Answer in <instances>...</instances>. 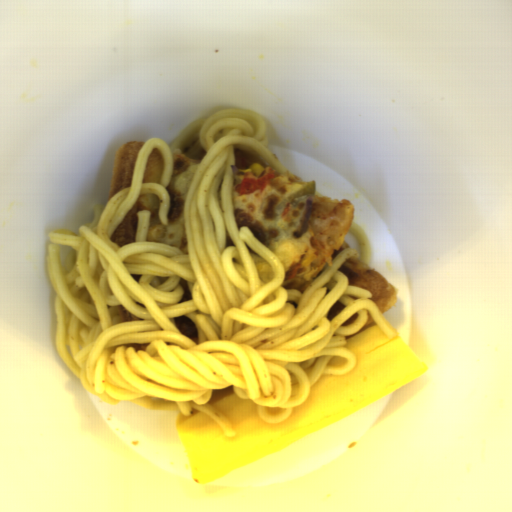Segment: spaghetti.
<instances>
[{"mask_svg": "<svg viewBox=\"0 0 512 512\" xmlns=\"http://www.w3.org/2000/svg\"><path fill=\"white\" fill-rule=\"evenodd\" d=\"M247 151L280 173L269 148L265 120L255 112L227 108L192 120L169 143L149 138L141 146L130 186L107 204L93 207L78 233L48 234L47 273L56 293V349L85 390L107 404L131 402L150 411L193 408L214 419L228 438V418L208 403L214 390L233 392L256 405L259 419L281 422L305 402L321 375L345 376L356 358L346 337L360 331L370 312L388 338L397 330L371 293L351 287L340 266L349 259L369 265L368 238L352 222L347 234L361 251L346 248L303 293L285 289L287 273L248 227L236 223L232 188L234 148ZM154 148L164 156L159 183L141 182ZM181 149L200 160L185 206L188 254L146 242L150 212H138L136 242L120 248L109 239L141 193L159 195L167 225L173 173L171 153ZM193 299L177 303L180 279ZM345 308L330 323L337 301ZM123 305L144 320L121 322ZM356 322L341 324L355 313ZM188 315L198 326V345L181 334L173 317ZM149 343L136 351L131 344Z\"/></svg>", "mask_w": 512, "mask_h": 512, "instance_id": "1", "label": "spaghetti"}]
</instances>
